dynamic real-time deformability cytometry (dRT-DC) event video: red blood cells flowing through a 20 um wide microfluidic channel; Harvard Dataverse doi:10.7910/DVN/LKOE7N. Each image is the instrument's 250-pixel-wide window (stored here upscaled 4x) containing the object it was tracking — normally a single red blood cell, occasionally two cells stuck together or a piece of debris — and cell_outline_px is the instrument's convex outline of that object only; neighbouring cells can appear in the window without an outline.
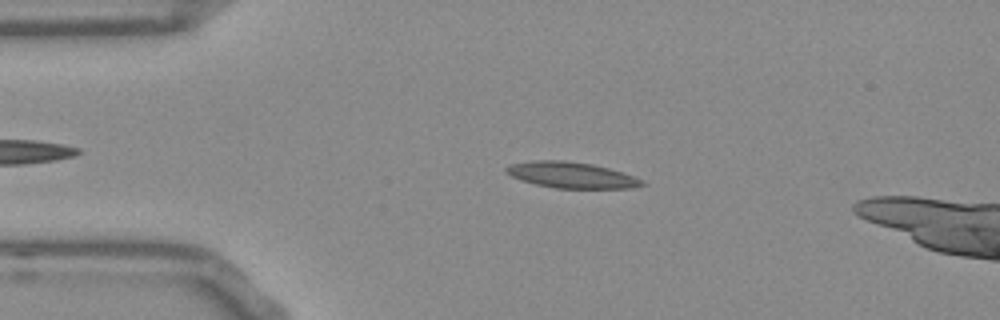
{"species": "Egyptian fruit bat (a non-hibernating species)", "species_latin": "Rousettus aegyptiacus", "temperature_condition": "room temperature", "stored_images_in_passage": 46, "camera_frame_rate_fps": 3000, "um_per_image_px": 0.085, "frame": {"image": 1, "passage_image": 10, "time_ms": 3.0, "image_size_px": [1000, 320], "cell_outline_px": [[648, 184], [632, 188], [556, 188], [536, 184], [520, 180], [504, 172], [504, 168], [512, 164], [532, 160], [564, 160], [592, 164], [608, 168], [644, 180]], "centroid_in_image_um": [48.56, 14.88], "position_along_channel_um": 36.4, "area_um2": 20.52}}
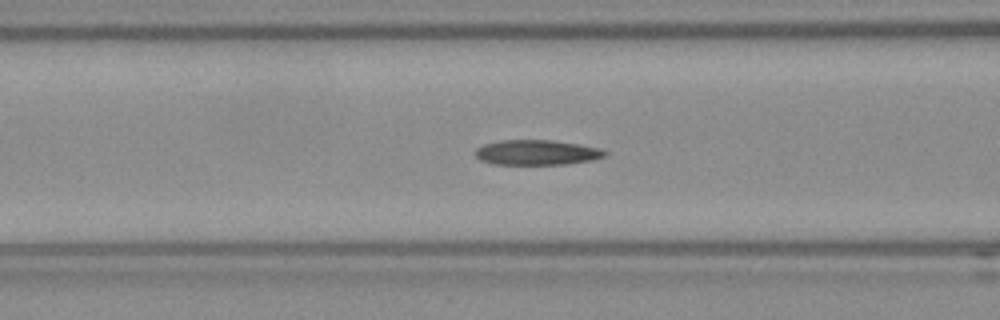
{"frame": {"image": 2, "passage_image": 19, "time_ms": 6.0, "image_size_px": [1000, 320], "cell_outline_px": [[608, 152], [604, 156], [592, 160], [564, 164], [496, 164], [480, 160], [476, 156], [476, 148], [484, 144], [500, 140], [552, 140], [600, 148]], "centroid_in_image_um": [45.61, 12.95], "position_along_channel_um": 121.0, "area_um2": 18.73}}
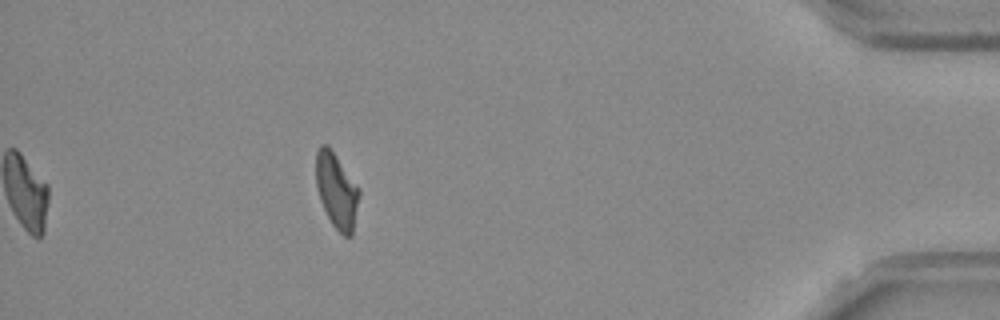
{"frame": {"image": 3, "passage_image": 46, "time_ms": 15.0, "image_size_px": [1000, 320], "cell_outline_px": [[360, 192], [352, 236], [344, 236], [332, 224], [320, 200], [316, 188], [316, 152], [320, 144], [328, 144], [360, 188]], "centroid_in_image_um": [28.61, 16.17], "position_along_channel_um": 406.6, "area_um2": 18.96}, "authors_computed_cell_mechanics": {"area_um2": 19.3052, "velocity_mm_per_s": 3.7958, "shape_relaxation_time_tau1_ms": null, "shape_relaxation_time_tau2_ms": 5.6834, "deformation_change_tau1": null, "deformation_change_tau2": 0.1432}}